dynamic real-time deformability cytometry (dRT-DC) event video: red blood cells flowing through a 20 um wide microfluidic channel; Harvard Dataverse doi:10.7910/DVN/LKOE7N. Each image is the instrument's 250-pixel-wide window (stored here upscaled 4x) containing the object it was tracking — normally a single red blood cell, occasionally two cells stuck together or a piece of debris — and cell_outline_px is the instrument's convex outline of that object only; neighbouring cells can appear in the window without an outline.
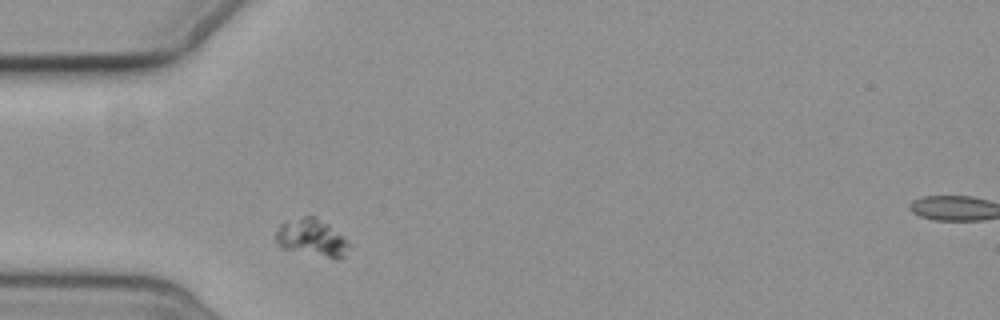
{"species": "common noctule bat (a hibernating species)", "species_latin": "Nyctalus noctula", "temperature_condition": "cold", "stored_images_in_passage": 2, "segment_of_instrument_passage": [1, 2], "camera_frame_rate_fps": 3000, "um_per_image_px": 0.085, "animal": {"sex": "female", "body_mass_g": 19.3, "forearm_length_mm": 54.1}, "frame": {"image": 1, "passage_image": 1, "time_ms": 0.0, "image_size_px": [1000, 320], "cell_outline_px": [[352, 244], [344, 256], [340, 260], [336, 260], [280, 248], [276, 240], [276, 232], [280, 224], [284, 220], [304, 216], [316, 216], [328, 224], [344, 236]], "centroid_in_image_um": [26.53, 20.22], "position_along_channel_um": 58.5, "area_um2": 16.47}}